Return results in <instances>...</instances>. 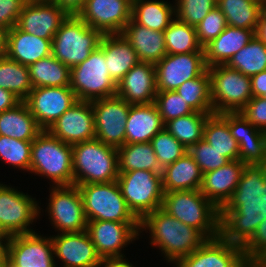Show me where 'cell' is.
<instances>
[{
    "label": "cell",
    "mask_w": 266,
    "mask_h": 267,
    "mask_svg": "<svg viewBox=\"0 0 266 267\" xmlns=\"http://www.w3.org/2000/svg\"><path fill=\"white\" fill-rule=\"evenodd\" d=\"M91 105L96 139L116 148L124 145L126 122L131 104L115 95L93 100Z\"/></svg>",
    "instance_id": "13"
},
{
    "label": "cell",
    "mask_w": 266,
    "mask_h": 267,
    "mask_svg": "<svg viewBox=\"0 0 266 267\" xmlns=\"http://www.w3.org/2000/svg\"><path fill=\"white\" fill-rule=\"evenodd\" d=\"M175 2V17L192 27H196L217 6L216 0H175Z\"/></svg>",
    "instance_id": "45"
},
{
    "label": "cell",
    "mask_w": 266,
    "mask_h": 267,
    "mask_svg": "<svg viewBox=\"0 0 266 267\" xmlns=\"http://www.w3.org/2000/svg\"><path fill=\"white\" fill-rule=\"evenodd\" d=\"M245 165L240 160H230L222 167L204 173L200 192L220 210L232 197Z\"/></svg>",
    "instance_id": "24"
},
{
    "label": "cell",
    "mask_w": 266,
    "mask_h": 267,
    "mask_svg": "<svg viewBox=\"0 0 266 267\" xmlns=\"http://www.w3.org/2000/svg\"><path fill=\"white\" fill-rule=\"evenodd\" d=\"M70 88L79 101H93L116 95L117 84L110 77L104 50L100 46L86 60L71 68Z\"/></svg>",
    "instance_id": "10"
},
{
    "label": "cell",
    "mask_w": 266,
    "mask_h": 267,
    "mask_svg": "<svg viewBox=\"0 0 266 267\" xmlns=\"http://www.w3.org/2000/svg\"><path fill=\"white\" fill-rule=\"evenodd\" d=\"M266 219V185L258 165H245L232 197L220 209L219 235L243 247Z\"/></svg>",
    "instance_id": "1"
},
{
    "label": "cell",
    "mask_w": 266,
    "mask_h": 267,
    "mask_svg": "<svg viewBox=\"0 0 266 267\" xmlns=\"http://www.w3.org/2000/svg\"><path fill=\"white\" fill-rule=\"evenodd\" d=\"M86 231L101 258L125 257L122 248L137 239L140 223L88 221Z\"/></svg>",
    "instance_id": "18"
},
{
    "label": "cell",
    "mask_w": 266,
    "mask_h": 267,
    "mask_svg": "<svg viewBox=\"0 0 266 267\" xmlns=\"http://www.w3.org/2000/svg\"><path fill=\"white\" fill-rule=\"evenodd\" d=\"M121 34L130 42L140 62L156 65L167 54L163 31L146 28L131 18Z\"/></svg>",
    "instance_id": "27"
},
{
    "label": "cell",
    "mask_w": 266,
    "mask_h": 267,
    "mask_svg": "<svg viewBox=\"0 0 266 267\" xmlns=\"http://www.w3.org/2000/svg\"><path fill=\"white\" fill-rule=\"evenodd\" d=\"M117 182L129 209L141 221L162 207L164 190L161 172L133 170L121 172Z\"/></svg>",
    "instance_id": "9"
},
{
    "label": "cell",
    "mask_w": 266,
    "mask_h": 267,
    "mask_svg": "<svg viewBox=\"0 0 266 267\" xmlns=\"http://www.w3.org/2000/svg\"><path fill=\"white\" fill-rule=\"evenodd\" d=\"M229 129L238 144L247 139H266V132L255 128L239 112L229 113Z\"/></svg>",
    "instance_id": "48"
},
{
    "label": "cell",
    "mask_w": 266,
    "mask_h": 267,
    "mask_svg": "<svg viewBox=\"0 0 266 267\" xmlns=\"http://www.w3.org/2000/svg\"><path fill=\"white\" fill-rule=\"evenodd\" d=\"M256 35L266 43V6L262 10Z\"/></svg>",
    "instance_id": "56"
},
{
    "label": "cell",
    "mask_w": 266,
    "mask_h": 267,
    "mask_svg": "<svg viewBox=\"0 0 266 267\" xmlns=\"http://www.w3.org/2000/svg\"><path fill=\"white\" fill-rule=\"evenodd\" d=\"M154 103L164 125L170 120L195 112L175 90L158 91Z\"/></svg>",
    "instance_id": "44"
},
{
    "label": "cell",
    "mask_w": 266,
    "mask_h": 267,
    "mask_svg": "<svg viewBox=\"0 0 266 267\" xmlns=\"http://www.w3.org/2000/svg\"><path fill=\"white\" fill-rule=\"evenodd\" d=\"M85 1L86 0H51V3L64 9L69 15H77L83 8Z\"/></svg>",
    "instance_id": "53"
},
{
    "label": "cell",
    "mask_w": 266,
    "mask_h": 267,
    "mask_svg": "<svg viewBox=\"0 0 266 267\" xmlns=\"http://www.w3.org/2000/svg\"><path fill=\"white\" fill-rule=\"evenodd\" d=\"M100 47L104 50L110 77L116 84L140 62L132 45L122 34L103 35Z\"/></svg>",
    "instance_id": "28"
},
{
    "label": "cell",
    "mask_w": 266,
    "mask_h": 267,
    "mask_svg": "<svg viewBox=\"0 0 266 267\" xmlns=\"http://www.w3.org/2000/svg\"><path fill=\"white\" fill-rule=\"evenodd\" d=\"M250 78L253 97H261L266 92V70L257 73Z\"/></svg>",
    "instance_id": "52"
},
{
    "label": "cell",
    "mask_w": 266,
    "mask_h": 267,
    "mask_svg": "<svg viewBox=\"0 0 266 267\" xmlns=\"http://www.w3.org/2000/svg\"><path fill=\"white\" fill-rule=\"evenodd\" d=\"M46 210L55 231L71 233L85 231L87 219L77 185L53 186Z\"/></svg>",
    "instance_id": "11"
},
{
    "label": "cell",
    "mask_w": 266,
    "mask_h": 267,
    "mask_svg": "<svg viewBox=\"0 0 266 267\" xmlns=\"http://www.w3.org/2000/svg\"><path fill=\"white\" fill-rule=\"evenodd\" d=\"M239 160L246 165H257L266 159V139H247L239 144Z\"/></svg>",
    "instance_id": "49"
},
{
    "label": "cell",
    "mask_w": 266,
    "mask_h": 267,
    "mask_svg": "<svg viewBox=\"0 0 266 267\" xmlns=\"http://www.w3.org/2000/svg\"><path fill=\"white\" fill-rule=\"evenodd\" d=\"M203 139L230 160H239V146L229 129V113L210 114L205 122Z\"/></svg>",
    "instance_id": "33"
},
{
    "label": "cell",
    "mask_w": 266,
    "mask_h": 267,
    "mask_svg": "<svg viewBox=\"0 0 266 267\" xmlns=\"http://www.w3.org/2000/svg\"><path fill=\"white\" fill-rule=\"evenodd\" d=\"M102 37L77 15H69L52 39V55L71 69L100 46Z\"/></svg>",
    "instance_id": "6"
},
{
    "label": "cell",
    "mask_w": 266,
    "mask_h": 267,
    "mask_svg": "<svg viewBox=\"0 0 266 267\" xmlns=\"http://www.w3.org/2000/svg\"><path fill=\"white\" fill-rule=\"evenodd\" d=\"M47 131L69 145L96 139L91 101H77Z\"/></svg>",
    "instance_id": "20"
},
{
    "label": "cell",
    "mask_w": 266,
    "mask_h": 267,
    "mask_svg": "<svg viewBox=\"0 0 266 267\" xmlns=\"http://www.w3.org/2000/svg\"><path fill=\"white\" fill-rule=\"evenodd\" d=\"M77 101L70 86L36 87L24 100L30 113L43 130H47Z\"/></svg>",
    "instance_id": "14"
},
{
    "label": "cell",
    "mask_w": 266,
    "mask_h": 267,
    "mask_svg": "<svg viewBox=\"0 0 266 267\" xmlns=\"http://www.w3.org/2000/svg\"><path fill=\"white\" fill-rule=\"evenodd\" d=\"M226 65L249 77L265 71L266 43L255 35L245 47L229 59Z\"/></svg>",
    "instance_id": "37"
},
{
    "label": "cell",
    "mask_w": 266,
    "mask_h": 267,
    "mask_svg": "<svg viewBox=\"0 0 266 267\" xmlns=\"http://www.w3.org/2000/svg\"><path fill=\"white\" fill-rule=\"evenodd\" d=\"M52 235L54 257L62 260L63 267H98L101 257L88 232L57 233Z\"/></svg>",
    "instance_id": "21"
},
{
    "label": "cell",
    "mask_w": 266,
    "mask_h": 267,
    "mask_svg": "<svg viewBox=\"0 0 266 267\" xmlns=\"http://www.w3.org/2000/svg\"><path fill=\"white\" fill-rule=\"evenodd\" d=\"M32 141L0 135V159L13 167L30 171Z\"/></svg>",
    "instance_id": "42"
},
{
    "label": "cell",
    "mask_w": 266,
    "mask_h": 267,
    "mask_svg": "<svg viewBox=\"0 0 266 267\" xmlns=\"http://www.w3.org/2000/svg\"><path fill=\"white\" fill-rule=\"evenodd\" d=\"M9 29L0 26V57L6 56Z\"/></svg>",
    "instance_id": "57"
},
{
    "label": "cell",
    "mask_w": 266,
    "mask_h": 267,
    "mask_svg": "<svg viewBox=\"0 0 266 267\" xmlns=\"http://www.w3.org/2000/svg\"><path fill=\"white\" fill-rule=\"evenodd\" d=\"M83 201L84 213L88 221H114L140 223L129 209L116 181L77 185Z\"/></svg>",
    "instance_id": "7"
},
{
    "label": "cell",
    "mask_w": 266,
    "mask_h": 267,
    "mask_svg": "<svg viewBox=\"0 0 266 267\" xmlns=\"http://www.w3.org/2000/svg\"><path fill=\"white\" fill-rule=\"evenodd\" d=\"M29 172L45 176L55 186L73 185L72 145L43 130L32 141Z\"/></svg>",
    "instance_id": "5"
},
{
    "label": "cell",
    "mask_w": 266,
    "mask_h": 267,
    "mask_svg": "<svg viewBox=\"0 0 266 267\" xmlns=\"http://www.w3.org/2000/svg\"><path fill=\"white\" fill-rule=\"evenodd\" d=\"M28 70L33 88L70 86L71 69L53 55L29 65Z\"/></svg>",
    "instance_id": "36"
},
{
    "label": "cell",
    "mask_w": 266,
    "mask_h": 267,
    "mask_svg": "<svg viewBox=\"0 0 266 267\" xmlns=\"http://www.w3.org/2000/svg\"><path fill=\"white\" fill-rule=\"evenodd\" d=\"M227 27L226 18L216 6L195 27L199 44L204 48Z\"/></svg>",
    "instance_id": "47"
},
{
    "label": "cell",
    "mask_w": 266,
    "mask_h": 267,
    "mask_svg": "<svg viewBox=\"0 0 266 267\" xmlns=\"http://www.w3.org/2000/svg\"><path fill=\"white\" fill-rule=\"evenodd\" d=\"M149 230L151 246H157L168 263L190 255L207 239L193 227L172 217L162 208L148 213L140 221V231Z\"/></svg>",
    "instance_id": "2"
},
{
    "label": "cell",
    "mask_w": 266,
    "mask_h": 267,
    "mask_svg": "<svg viewBox=\"0 0 266 267\" xmlns=\"http://www.w3.org/2000/svg\"><path fill=\"white\" fill-rule=\"evenodd\" d=\"M256 33L250 29L227 27L204 47L207 67L226 64L229 59L249 43Z\"/></svg>",
    "instance_id": "29"
},
{
    "label": "cell",
    "mask_w": 266,
    "mask_h": 267,
    "mask_svg": "<svg viewBox=\"0 0 266 267\" xmlns=\"http://www.w3.org/2000/svg\"><path fill=\"white\" fill-rule=\"evenodd\" d=\"M0 267H17L8 258H6Z\"/></svg>",
    "instance_id": "60"
},
{
    "label": "cell",
    "mask_w": 266,
    "mask_h": 267,
    "mask_svg": "<svg viewBox=\"0 0 266 267\" xmlns=\"http://www.w3.org/2000/svg\"><path fill=\"white\" fill-rule=\"evenodd\" d=\"M161 208L206 239L219 236L220 210L200 190L166 192Z\"/></svg>",
    "instance_id": "3"
},
{
    "label": "cell",
    "mask_w": 266,
    "mask_h": 267,
    "mask_svg": "<svg viewBox=\"0 0 266 267\" xmlns=\"http://www.w3.org/2000/svg\"><path fill=\"white\" fill-rule=\"evenodd\" d=\"M239 113L255 128L266 132V99L253 97Z\"/></svg>",
    "instance_id": "50"
},
{
    "label": "cell",
    "mask_w": 266,
    "mask_h": 267,
    "mask_svg": "<svg viewBox=\"0 0 266 267\" xmlns=\"http://www.w3.org/2000/svg\"><path fill=\"white\" fill-rule=\"evenodd\" d=\"M73 185L109 183L119 176L117 148L93 139L72 145Z\"/></svg>",
    "instance_id": "4"
},
{
    "label": "cell",
    "mask_w": 266,
    "mask_h": 267,
    "mask_svg": "<svg viewBox=\"0 0 266 267\" xmlns=\"http://www.w3.org/2000/svg\"><path fill=\"white\" fill-rule=\"evenodd\" d=\"M164 128L155 103L131 105L126 122L125 144L148 143Z\"/></svg>",
    "instance_id": "25"
},
{
    "label": "cell",
    "mask_w": 266,
    "mask_h": 267,
    "mask_svg": "<svg viewBox=\"0 0 266 267\" xmlns=\"http://www.w3.org/2000/svg\"><path fill=\"white\" fill-rule=\"evenodd\" d=\"M21 100L12 92L0 88V113L14 108Z\"/></svg>",
    "instance_id": "54"
},
{
    "label": "cell",
    "mask_w": 266,
    "mask_h": 267,
    "mask_svg": "<svg viewBox=\"0 0 266 267\" xmlns=\"http://www.w3.org/2000/svg\"><path fill=\"white\" fill-rule=\"evenodd\" d=\"M213 113H237L253 98L251 78L226 64L208 67Z\"/></svg>",
    "instance_id": "8"
},
{
    "label": "cell",
    "mask_w": 266,
    "mask_h": 267,
    "mask_svg": "<svg viewBox=\"0 0 266 267\" xmlns=\"http://www.w3.org/2000/svg\"><path fill=\"white\" fill-rule=\"evenodd\" d=\"M24 6L22 0H0V26L9 30L14 27Z\"/></svg>",
    "instance_id": "51"
},
{
    "label": "cell",
    "mask_w": 266,
    "mask_h": 267,
    "mask_svg": "<svg viewBox=\"0 0 266 267\" xmlns=\"http://www.w3.org/2000/svg\"><path fill=\"white\" fill-rule=\"evenodd\" d=\"M52 55V40L43 39L20 30L16 25L8 31L6 56L29 66Z\"/></svg>",
    "instance_id": "26"
},
{
    "label": "cell",
    "mask_w": 266,
    "mask_h": 267,
    "mask_svg": "<svg viewBox=\"0 0 266 267\" xmlns=\"http://www.w3.org/2000/svg\"><path fill=\"white\" fill-rule=\"evenodd\" d=\"M118 171L148 170L162 172L152 144L132 143L117 148Z\"/></svg>",
    "instance_id": "35"
},
{
    "label": "cell",
    "mask_w": 266,
    "mask_h": 267,
    "mask_svg": "<svg viewBox=\"0 0 266 267\" xmlns=\"http://www.w3.org/2000/svg\"><path fill=\"white\" fill-rule=\"evenodd\" d=\"M261 97L266 99V92Z\"/></svg>",
    "instance_id": "63"
},
{
    "label": "cell",
    "mask_w": 266,
    "mask_h": 267,
    "mask_svg": "<svg viewBox=\"0 0 266 267\" xmlns=\"http://www.w3.org/2000/svg\"><path fill=\"white\" fill-rule=\"evenodd\" d=\"M167 54L204 52L197 39L196 28L176 17L163 31Z\"/></svg>",
    "instance_id": "39"
},
{
    "label": "cell",
    "mask_w": 266,
    "mask_h": 267,
    "mask_svg": "<svg viewBox=\"0 0 266 267\" xmlns=\"http://www.w3.org/2000/svg\"><path fill=\"white\" fill-rule=\"evenodd\" d=\"M0 88L12 92L21 101H24L33 89L28 66L0 57Z\"/></svg>",
    "instance_id": "40"
},
{
    "label": "cell",
    "mask_w": 266,
    "mask_h": 267,
    "mask_svg": "<svg viewBox=\"0 0 266 267\" xmlns=\"http://www.w3.org/2000/svg\"><path fill=\"white\" fill-rule=\"evenodd\" d=\"M0 233H2V234H7V233L1 228V226H0Z\"/></svg>",
    "instance_id": "62"
},
{
    "label": "cell",
    "mask_w": 266,
    "mask_h": 267,
    "mask_svg": "<svg viewBox=\"0 0 266 267\" xmlns=\"http://www.w3.org/2000/svg\"><path fill=\"white\" fill-rule=\"evenodd\" d=\"M131 6H132V4H133V2H134V0H126Z\"/></svg>",
    "instance_id": "61"
},
{
    "label": "cell",
    "mask_w": 266,
    "mask_h": 267,
    "mask_svg": "<svg viewBox=\"0 0 266 267\" xmlns=\"http://www.w3.org/2000/svg\"><path fill=\"white\" fill-rule=\"evenodd\" d=\"M164 193L200 190L203 174L193 157L187 152L174 163L162 169Z\"/></svg>",
    "instance_id": "30"
},
{
    "label": "cell",
    "mask_w": 266,
    "mask_h": 267,
    "mask_svg": "<svg viewBox=\"0 0 266 267\" xmlns=\"http://www.w3.org/2000/svg\"><path fill=\"white\" fill-rule=\"evenodd\" d=\"M69 14L56 4H25L16 26L29 34L52 40Z\"/></svg>",
    "instance_id": "22"
},
{
    "label": "cell",
    "mask_w": 266,
    "mask_h": 267,
    "mask_svg": "<svg viewBox=\"0 0 266 267\" xmlns=\"http://www.w3.org/2000/svg\"><path fill=\"white\" fill-rule=\"evenodd\" d=\"M131 11L126 0H86L77 16L103 35L121 34L131 20Z\"/></svg>",
    "instance_id": "16"
},
{
    "label": "cell",
    "mask_w": 266,
    "mask_h": 267,
    "mask_svg": "<svg viewBox=\"0 0 266 267\" xmlns=\"http://www.w3.org/2000/svg\"><path fill=\"white\" fill-rule=\"evenodd\" d=\"M161 168L174 163L184 154L187 149L177 141L165 128L159 131L150 141Z\"/></svg>",
    "instance_id": "43"
},
{
    "label": "cell",
    "mask_w": 266,
    "mask_h": 267,
    "mask_svg": "<svg viewBox=\"0 0 266 267\" xmlns=\"http://www.w3.org/2000/svg\"><path fill=\"white\" fill-rule=\"evenodd\" d=\"M98 267H134L124 257L102 258Z\"/></svg>",
    "instance_id": "55"
},
{
    "label": "cell",
    "mask_w": 266,
    "mask_h": 267,
    "mask_svg": "<svg viewBox=\"0 0 266 267\" xmlns=\"http://www.w3.org/2000/svg\"><path fill=\"white\" fill-rule=\"evenodd\" d=\"M187 152L198 164L202 174L218 169L229 162L225 156H222L219 151L211 147L204 139L191 145Z\"/></svg>",
    "instance_id": "46"
},
{
    "label": "cell",
    "mask_w": 266,
    "mask_h": 267,
    "mask_svg": "<svg viewBox=\"0 0 266 267\" xmlns=\"http://www.w3.org/2000/svg\"><path fill=\"white\" fill-rule=\"evenodd\" d=\"M175 91L194 111L213 113L208 69L199 77L183 82Z\"/></svg>",
    "instance_id": "41"
},
{
    "label": "cell",
    "mask_w": 266,
    "mask_h": 267,
    "mask_svg": "<svg viewBox=\"0 0 266 267\" xmlns=\"http://www.w3.org/2000/svg\"><path fill=\"white\" fill-rule=\"evenodd\" d=\"M157 91L176 90L183 82L207 69L205 52L166 54L156 65Z\"/></svg>",
    "instance_id": "15"
},
{
    "label": "cell",
    "mask_w": 266,
    "mask_h": 267,
    "mask_svg": "<svg viewBox=\"0 0 266 267\" xmlns=\"http://www.w3.org/2000/svg\"><path fill=\"white\" fill-rule=\"evenodd\" d=\"M7 258L17 267H56L51 236L36 232L12 235L7 243Z\"/></svg>",
    "instance_id": "19"
},
{
    "label": "cell",
    "mask_w": 266,
    "mask_h": 267,
    "mask_svg": "<svg viewBox=\"0 0 266 267\" xmlns=\"http://www.w3.org/2000/svg\"><path fill=\"white\" fill-rule=\"evenodd\" d=\"M176 267H251L242 247L218 237L207 239L190 255L175 262Z\"/></svg>",
    "instance_id": "17"
},
{
    "label": "cell",
    "mask_w": 266,
    "mask_h": 267,
    "mask_svg": "<svg viewBox=\"0 0 266 267\" xmlns=\"http://www.w3.org/2000/svg\"><path fill=\"white\" fill-rule=\"evenodd\" d=\"M175 5L167 1L134 0L131 18L137 23L154 31H164L175 19Z\"/></svg>",
    "instance_id": "34"
},
{
    "label": "cell",
    "mask_w": 266,
    "mask_h": 267,
    "mask_svg": "<svg viewBox=\"0 0 266 267\" xmlns=\"http://www.w3.org/2000/svg\"><path fill=\"white\" fill-rule=\"evenodd\" d=\"M213 113L195 111L190 115L168 121L164 128L186 149L203 139L205 122Z\"/></svg>",
    "instance_id": "38"
},
{
    "label": "cell",
    "mask_w": 266,
    "mask_h": 267,
    "mask_svg": "<svg viewBox=\"0 0 266 267\" xmlns=\"http://www.w3.org/2000/svg\"><path fill=\"white\" fill-rule=\"evenodd\" d=\"M35 200L0 183V226L9 236L35 232L29 227L41 213Z\"/></svg>",
    "instance_id": "12"
},
{
    "label": "cell",
    "mask_w": 266,
    "mask_h": 267,
    "mask_svg": "<svg viewBox=\"0 0 266 267\" xmlns=\"http://www.w3.org/2000/svg\"><path fill=\"white\" fill-rule=\"evenodd\" d=\"M265 6L266 0H217V7L224 14L227 25L255 33Z\"/></svg>",
    "instance_id": "32"
},
{
    "label": "cell",
    "mask_w": 266,
    "mask_h": 267,
    "mask_svg": "<svg viewBox=\"0 0 266 267\" xmlns=\"http://www.w3.org/2000/svg\"><path fill=\"white\" fill-rule=\"evenodd\" d=\"M8 234L0 233V266L3 264L4 260L7 258V243L9 239Z\"/></svg>",
    "instance_id": "58"
},
{
    "label": "cell",
    "mask_w": 266,
    "mask_h": 267,
    "mask_svg": "<svg viewBox=\"0 0 266 267\" xmlns=\"http://www.w3.org/2000/svg\"><path fill=\"white\" fill-rule=\"evenodd\" d=\"M42 131L24 101L0 113V135L33 141Z\"/></svg>",
    "instance_id": "31"
},
{
    "label": "cell",
    "mask_w": 266,
    "mask_h": 267,
    "mask_svg": "<svg viewBox=\"0 0 266 267\" xmlns=\"http://www.w3.org/2000/svg\"><path fill=\"white\" fill-rule=\"evenodd\" d=\"M156 67L139 62L117 83V93L131 105L154 103L157 94Z\"/></svg>",
    "instance_id": "23"
},
{
    "label": "cell",
    "mask_w": 266,
    "mask_h": 267,
    "mask_svg": "<svg viewBox=\"0 0 266 267\" xmlns=\"http://www.w3.org/2000/svg\"><path fill=\"white\" fill-rule=\"evenodd\" d=\"M25 4H33V3H49L51 0H22Z\"/></svg>",
    "instance_id": "59"
}]
</instances>
